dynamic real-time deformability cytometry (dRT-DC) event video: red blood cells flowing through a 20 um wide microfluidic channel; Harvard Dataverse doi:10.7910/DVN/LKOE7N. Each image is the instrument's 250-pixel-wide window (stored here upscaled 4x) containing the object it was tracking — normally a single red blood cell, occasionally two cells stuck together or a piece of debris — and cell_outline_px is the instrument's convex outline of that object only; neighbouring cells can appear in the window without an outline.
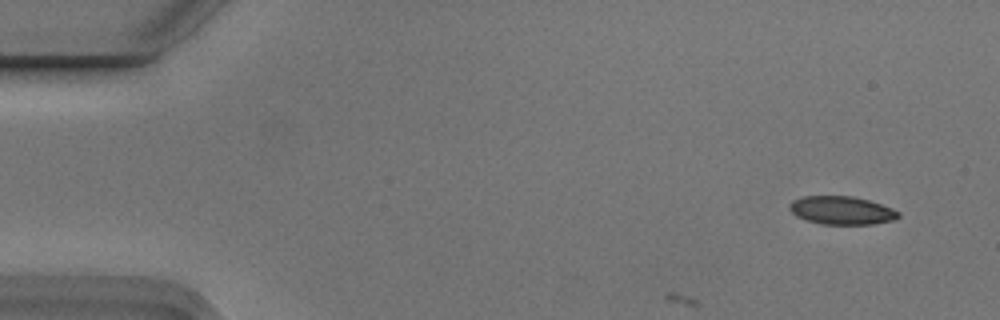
{"species": "Egyptian fruit bat (a non-hibernating species)", "species_latin": "Rousettus aegyptiacus", "temperature_condition": "cold", "stored_images_in_passage": 14, "camera_frame_rate_fps": 3000, "um_per_image_px": 0.085, "animal": {"sex": "male"}, "frame": {"image": 1, "passage_image": 1, "time_ms": 0.0, "image_size_px": [1000, 320], "cell_outline_px": [[900, 216], [892, 220], [872, 224], [820, 224], [796, 216], [788, 208], [788, 204], [792, 200], [800, 196], [852, 196], [868, 200], [892, 208], [900, 212]], "centroid_in_image_um": [71.5, 17.87], "position_along_channel_um": 13.5, "area_um2": 17.92}}